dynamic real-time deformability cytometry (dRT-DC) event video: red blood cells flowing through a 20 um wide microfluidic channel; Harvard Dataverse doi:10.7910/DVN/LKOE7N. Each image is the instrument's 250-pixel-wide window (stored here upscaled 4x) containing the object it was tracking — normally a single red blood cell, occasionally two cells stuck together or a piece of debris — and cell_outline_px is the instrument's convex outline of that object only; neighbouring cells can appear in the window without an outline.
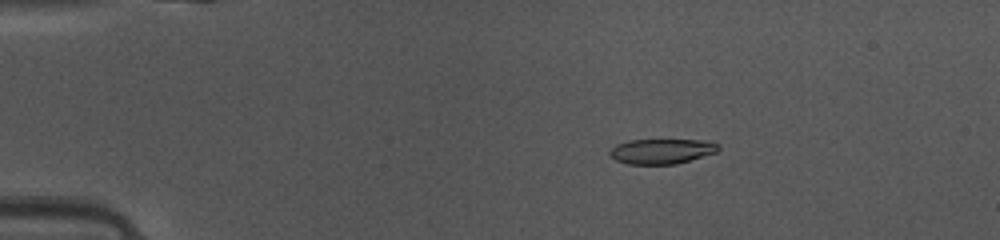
{"species": "common noctule bat (a hibernating species)", "species_latin": "Nyctalus noctula", "temperature_condition": "warm", "stored_images_in_passage": 46, "camera_frame_rate_fps": 3000, "um_per_image_px": 0.085, "animal": {"sex": "female", "body_mass_g": 10.0, "forearm_length_mm": 53.1}, "frame": {"image": 1, "passage_image": 7, "time_ms": 2.0, "image_size_px": [1000, 240], "cell_outline_px": [[720, 148], [716, 152], [676, 164], [628, 164], [616, 160], [608, 152], [616, 144], [628, 140], [712, 140], [720, 144]], "centroid_in_image_um": [56.27, 12.84], "position_along_channel_um": 28.7, "area_um2": 15.9}}
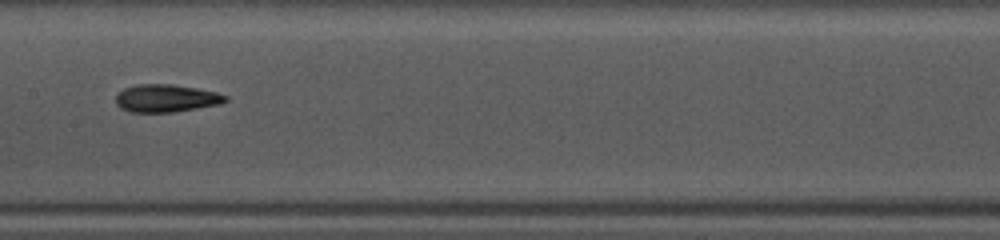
{"frame": {"image": 2, "passage_image": 23, "time_ms": 7.333, "image_size_px": [1000, 240], "cell_outline_px": [[228, 100], [220, 104], [172, 112], [128, 112], [120, 108], [116, 104], [116, 96], [124, 88], [136, 84], [172, 84], [196, 88], [216, 92], [228, 96]], "centroid_in_image_um": [14.1, 8.35], "position_along_channel_um": 193.3, "area_um2": 17.69}}
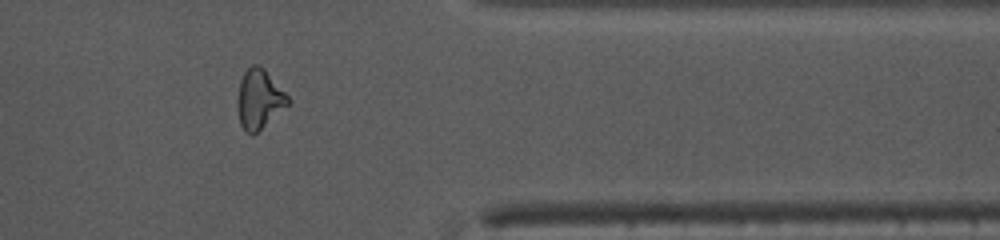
{"frame": {"image": 3, "passage_image": 38, "time_ms": 12.333, "image_size_px": [1000, 240], "cell_outline_px": [[292, 100], [288, 104], [252, 136], [240, 124], [236, 104], [236, 100], [240, 80], [244, 72], [252, 64], [260, 64], [264, 68]], "centroid_in_image_um": [22.01, 8.39], "position_along_channel_um": 389.4, "area_um2": 17.4}, "authors_computed_cell_mechanics": {"area_um2": 17.2822, "velocity_mm_per_s": 4.1531, "shape_relaxation_time_tau1_ms": 3.9615, "shape_relaxation_time_tau2_ms": 2.2817, "deformation_change_tau1": 0.1499, "deformation_change_tau2": 0.1129}}